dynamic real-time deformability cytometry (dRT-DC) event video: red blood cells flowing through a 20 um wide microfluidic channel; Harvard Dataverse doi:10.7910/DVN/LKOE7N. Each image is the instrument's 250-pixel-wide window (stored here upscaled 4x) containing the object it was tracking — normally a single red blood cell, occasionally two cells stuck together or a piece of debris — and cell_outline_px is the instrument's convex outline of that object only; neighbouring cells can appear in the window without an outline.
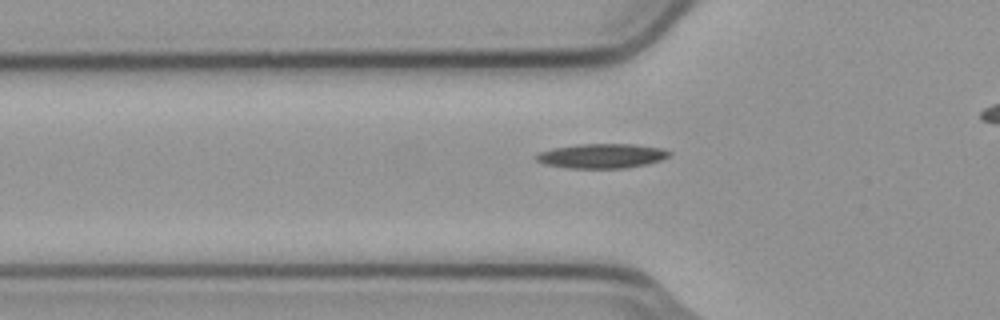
{"species": "common noctule bat (a hibernating species)", "species_latin": "Nyctalus noctula", "temperature_condition": "cold", "stored_images_in_passage": 41, "camera_frame_rate_fps": 3000, "um_per_image_px": 0.085, "animal": {"sex": "male", "body_mass_g": 23.1, "forearm_length_mm": 52.7}, "frame": {"image": 1, "passage_image": 12, "time_ms": 3.667, "image_size_px": [1000, 320], "cell_outline_px": [[672, 152], [668, 156], [660, 160], [644, 164], [624, 168], [572, 168], [544, 164], [536, 160], [536, 156], [540, 152], [552, 148], [576, 144], [636, 144], [660, 148]], "centroid_in_image_um": [51.13, 13.24], "position_along_channel_um": 74.7, "area_um2": 18.84}}
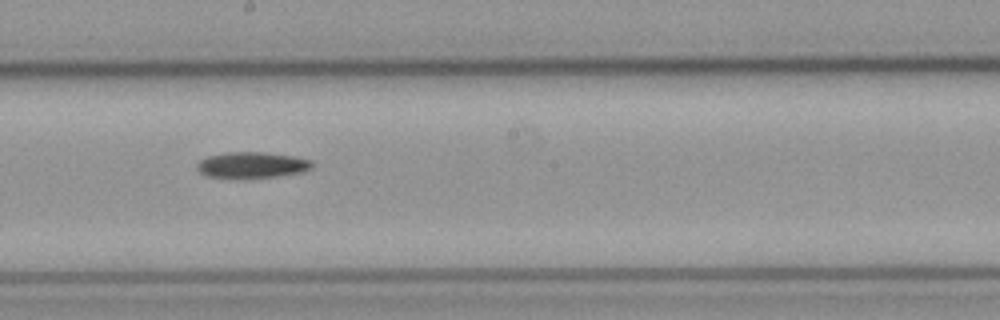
{"frame": {"image": 2, "passage_image": 24, "time_ms": 7.667, "image_size_px": [1000, 320], "cell_outline_px": [[312, 168], [300, 172], [276, 176], [208, 176], [200, 172], [196, 168], [196, 164], [200, 160], [208, 156], [224, 152], [264, 152], [292, 156], [312, 160]], "centroid_in_image_um": [21.41, 13.98], "position_along_channel_um": 226.8, "area_um2": 16.82}}
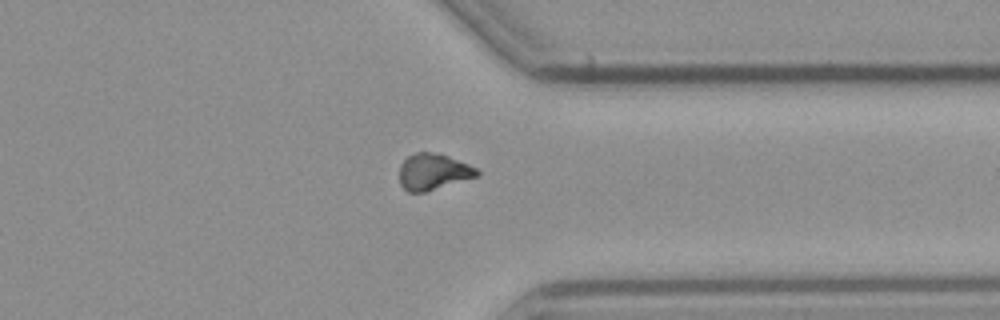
{"frame": {"image": 3, "passage_image": 36, "time_ms": 11.667, "image_size_px": [1000, 320], "cell_outline_px": [[480, 176], [428, 192], [408, 192], [400, 184], [400, 164], [408, 156], [416, 152], [432, 152], [448, 156], [468, 164], [476, 168], [480, 172]], "centroid_in_image_um": [36.84, 14.62], "position_along_channel_um": 374.6, "area_um2": 16.59}}